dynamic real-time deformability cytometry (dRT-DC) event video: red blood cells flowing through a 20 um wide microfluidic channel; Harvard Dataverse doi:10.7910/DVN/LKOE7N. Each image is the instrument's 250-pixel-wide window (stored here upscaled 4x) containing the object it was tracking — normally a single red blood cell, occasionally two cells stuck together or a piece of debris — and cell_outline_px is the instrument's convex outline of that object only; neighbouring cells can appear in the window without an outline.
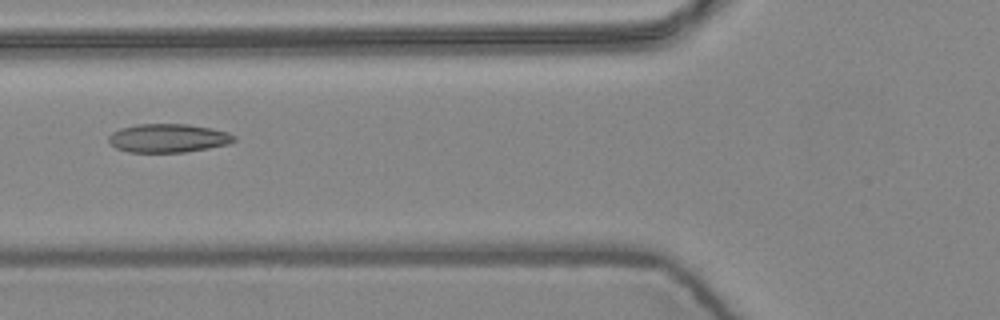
{"species": "common noctule bat (a hibernating species)", "species_latin": "Nyctalus noctula", "temperature_condition": "warm", "stored_images_in_passage": 7, "camera_frame_rate_fps": 3000, "um_per_image_px": 0.085, "animal": {"sex": "female", "body_mass_g": 24.6, "forearm_length_mm": 56.2}, "frame": {"image": 1, "passage_image": 5, "time_ms": 1.333, "image_size_px": [1000, 320], "cell_outline_px": [[236, 140], [228, 144], [208, 148], [184, 152], [128, 152], [116, 148], [108, 140], [108, 136], [112, 132], [120, 128], [136, 124], [188, 124], [212, 128], [228, 132], [236, 136]], "centroid_in_image_um": [14.3, 11.73], "position_along_channel_um": 111.5, "area_um2": 20.98}}
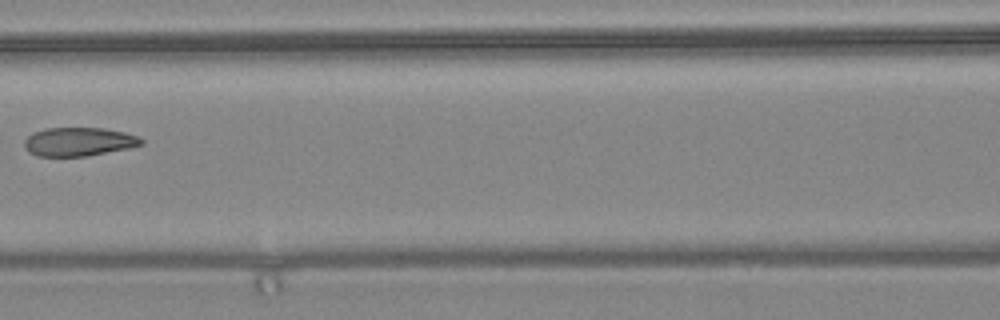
{"frame": {"image": 2, "passage_image": 6, "time_ms": 1.667, "image_size_px": [1000, 320], "cell_outline_px": [[144, 144], [128, 148], [88, 156], [36, 156], [28, 152], [24, 148], [24, 140], [32, 132], [44, 128], [104, 128], [124, 132], [140, 136], [144, 140]], "centroid_in_image_um": [6.69, 12.04], "position_along_channel_um": 159.9, "area_um2": 19.77}}
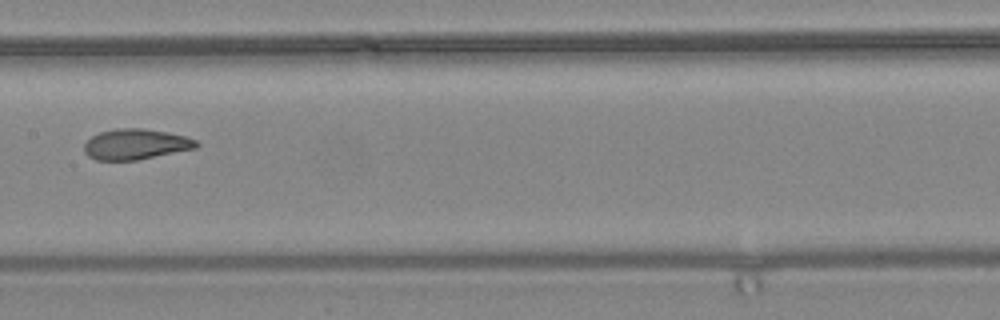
{"frame": {"image": 3, "passage_image": 7, "time_ms": 2.0, "image_size_px": [1000, 320], "cell_outline_px": [[200, 144], [196, 148], [136, 160], [96, 160], [88, 156], [84, 152], [84, 144], [92, 136], [100, 132], [116, 128], [144, 128], [168, 132], [184, 136], [196, 140]], "centroid_in_image_um": [11.52, 12.25], "position_along_channel_um": 195.9, "area_um2": 19.94}}